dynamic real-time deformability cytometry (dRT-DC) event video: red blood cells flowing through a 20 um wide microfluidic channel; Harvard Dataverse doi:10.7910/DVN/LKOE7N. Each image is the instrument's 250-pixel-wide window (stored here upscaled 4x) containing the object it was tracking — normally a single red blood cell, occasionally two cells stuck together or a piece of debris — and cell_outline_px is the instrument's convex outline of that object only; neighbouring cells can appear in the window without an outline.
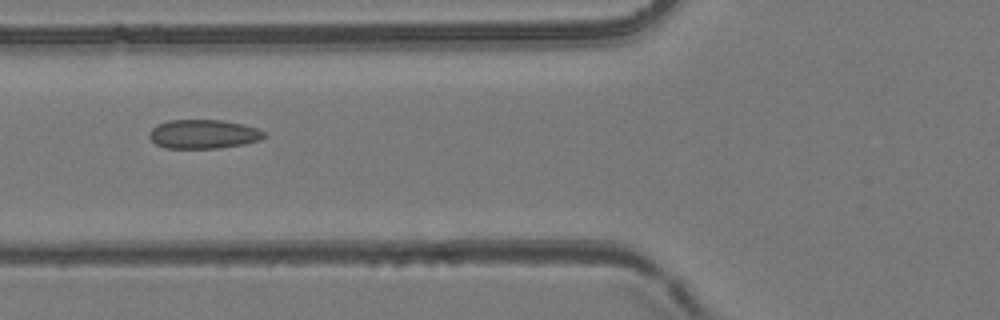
{"species": "common noctule bat (a hibernating species)", "species_latin": "Nyctalus noctula", "temperature_condition": "room temperature", "stored_images_in_passage": 53, "camera_frame_rate_fps": 3000, "um_per_image_px": 0.085, "animal": {"sex": "female", "body_mass_g": 24.6, "forearm_length_mm": 56.2}, "frame": {"image": 1, "passage_image": 21, "time_ms": 6.667, "image_size_px": [1000, 320], "cell_outline_px": [[268, 136], [260, 140], [244, 144], [220, 148], [164, 148], [156, 144], [148, 136], [148, 132], [152, 128], [168, 120], [220, 120], [244, 124], [256, 128], [264, 132]], "centroid_in_image_um": [17.3, 11.4], "position_along_channel_um": 108.5, "area_um2": 19.48}}
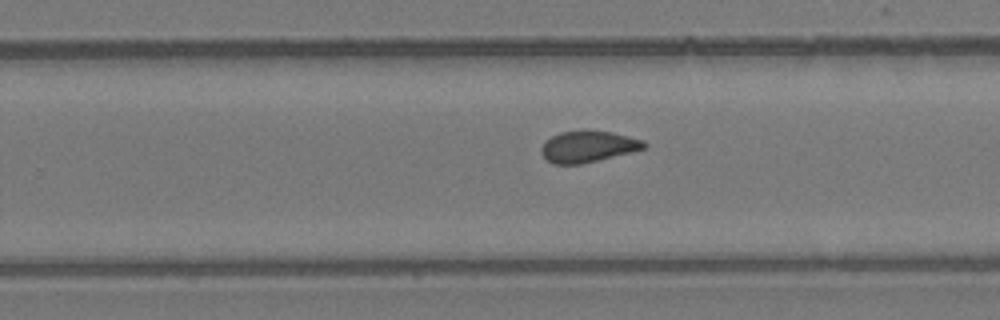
{"frame": {"image": 2, "passage_image": 34, "time_ms": 11.0, "image_size_px": [1000, 320], "cell_outline_px": [[648, 144], [644, 148], [632, 152], [580, 164], [552, 164], [540, 152], [540, 148], [544, 140], [560, 132], [612, 132], [644, 140]], "centroid_in_image_um": [49.96, 12.48], "position_along_channel_um": 279.8, "area_um2": 18.44}}
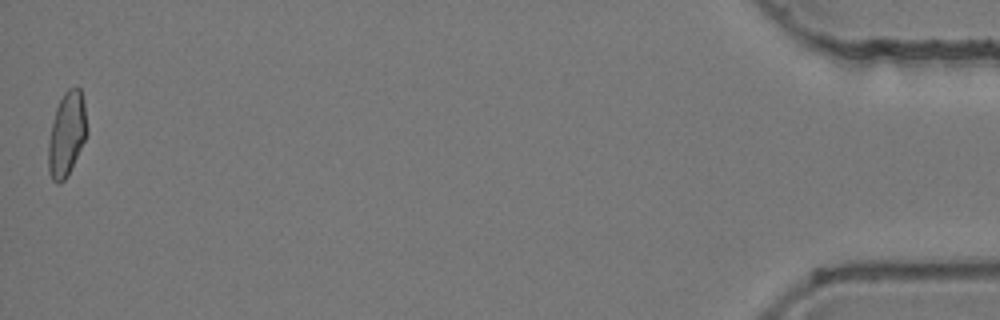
{"frame": {"image": 3, "passage_image": 53, "time_ms": 17.333, "image_size_px": [1000, 320], "cell_outline_px": [[88, 132], [68, 176], [60, 184], [56, 184], [52, 180], [48, 172], [48, 140], [56, 108], [64, 92], [68, 88], [80, 88], [84, 100]], "centroid_in_image_um": [5.67, 11.43], "position_along_channel_um": 429.5, "area_um2": 19.07}, "authors_computed_cell_mechanics": {"area_um2": 19.2474, "velocity_mm_per_s": 3.9529, "shape_relaxation_time_tau1_ms": null, "shape_relaxation_time_tau2_ms": 1.7951, "deformation_change_tau1": null, "deformation_change_tau2": 0.0735}}